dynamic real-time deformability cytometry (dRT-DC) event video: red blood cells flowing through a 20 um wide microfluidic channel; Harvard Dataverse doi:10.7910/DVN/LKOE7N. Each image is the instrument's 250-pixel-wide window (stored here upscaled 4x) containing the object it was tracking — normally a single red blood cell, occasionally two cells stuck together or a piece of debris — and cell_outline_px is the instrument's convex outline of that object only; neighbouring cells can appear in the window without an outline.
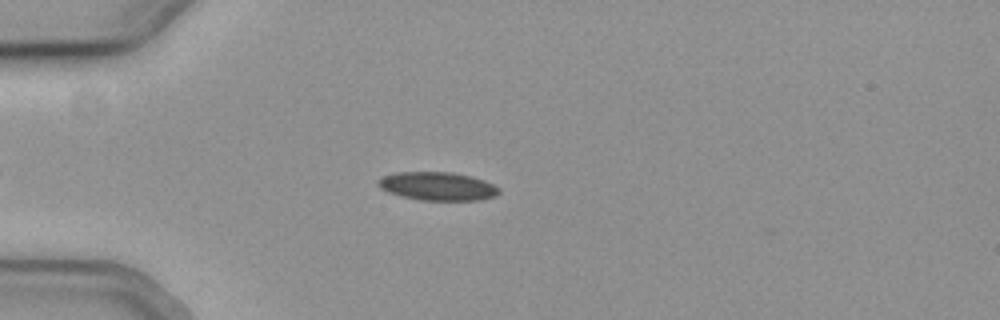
{"species": "common noctule bat (a hibernating species)", "species_latin": "Nyctalus noctula", "temperature_condition": "cold", "stored_images_in_passage": 9, "camera_frame_rate_fps": 3000, "um_per_image_px": 0.085, "animal": {"sex": "female", "body_mass_g": 19.3, "forearm_length_mm": 54.1}, "frame": {"image": 1, "passage_image": 6, "time_ms": 1.667, "image_size_px": [1000, 320], "cell_outline_px": [[500, 192], [496, 196], [480, 200], [420, 200], [400, 196], [388, 192], [380, 188], [376, 184], [376, 180], [384, 176], [396, 172], [452, 172], [472, 176], [484, 180], [500, 188]], "centroid_in_image_um": [37.18, 15.83], "position_along_channel_um": 47.8, "area_um2": 20.17}}